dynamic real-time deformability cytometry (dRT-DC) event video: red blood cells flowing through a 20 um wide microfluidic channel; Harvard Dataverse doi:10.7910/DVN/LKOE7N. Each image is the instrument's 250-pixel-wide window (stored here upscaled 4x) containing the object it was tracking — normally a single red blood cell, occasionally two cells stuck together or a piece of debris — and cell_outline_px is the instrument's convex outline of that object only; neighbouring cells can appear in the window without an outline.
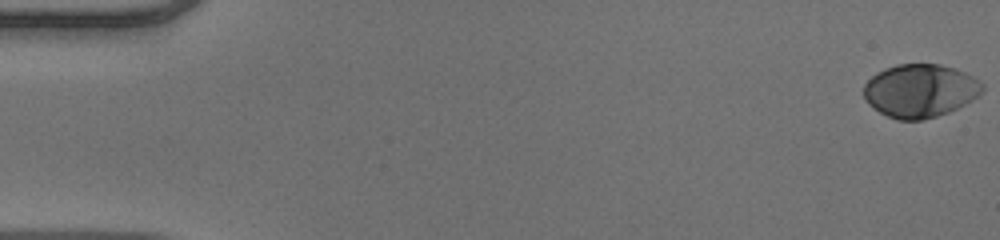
{"species": "human", "species_latin": "Homo sapiens", "temperature_condition": "warm", "stored_images_in_passage": 52, "camera_frame_rate_fps": 3000, "um_per_image_px": 0.085, "donor": {"sex": "male"}, "frame": {"image": 1, "passage_image": 1, "time_ms": 0.0, "image_size_px": [1000, 240], "cell_outline_px": [[984, 88], [976, 96], [964, 104], [948, 112], [924, 120], [900, 120], [888, 116], [872, 108], [868, 104], [864, 96], [864, 84], [876, 72], [884, 68], [896, 64], [940, 64], [956, 68], [972, 76], [984, 84]], "centroid_in_image_um": [78.18, 7.7], "position_along_channel_um": 6.8, "area_um2": 36.76}}
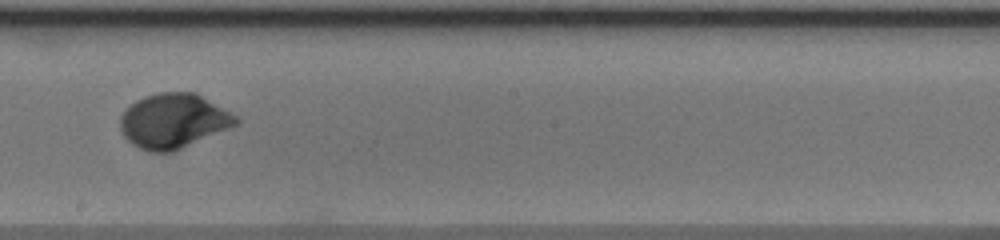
{"frame": {"image": 2, "passage_image": 30, "time_ms": 9.667, "image_size_px": [1000, 240], "cell_outline_px": [[240, 120], [236, 124], [228, 128], [172, 152], [152, 152], [140, 148], [132, 144], [124, 136], [120, 128], [120, 116], [136, 100], [144, 96], [160, 92], [196, 92], [236, 116]], "centroid_in_image_um": [14.71, 10.27], "position_along_channel_um": 233.5, "area_um2": 36.36}}
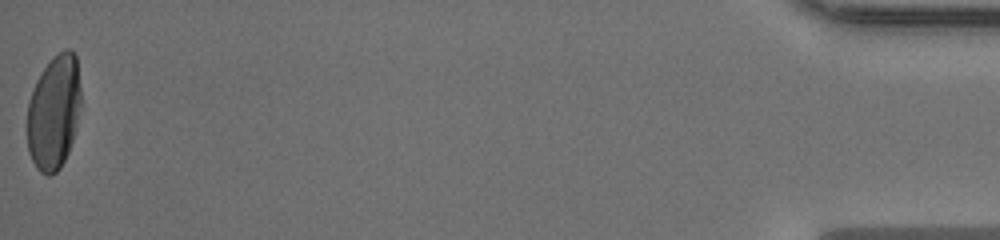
{"frame": {"image": 3, "passage_image": 52, "time_ms": 17.0, "image_size_px": [1000, 240], "cell_outline_px": [[80, 104], [76, 128], [68, 152], [60, 168], [52, 176], [48, 176], [40, 172], [36, 168], [28, 152], [28, 100], [36, 80], [44, 68], [64, 48], [72, 48], [76, 56], [80, 88]], "centroid_in_image_um": [4.58, 9.56], "position_along_channel_um": 430.6, "area_um2": 35.72}, "authors_computed_cell_mechanics": {"area_um2": 35.7204, "velocity_mm_per_s": 4.0017, "shape_relaxation_time_tau1_ms": 3.0406, "shape_relaxation_time_tau2_ms": null, "deformation_change_tau1": 0.18, "deformation_change_tau2": null}}